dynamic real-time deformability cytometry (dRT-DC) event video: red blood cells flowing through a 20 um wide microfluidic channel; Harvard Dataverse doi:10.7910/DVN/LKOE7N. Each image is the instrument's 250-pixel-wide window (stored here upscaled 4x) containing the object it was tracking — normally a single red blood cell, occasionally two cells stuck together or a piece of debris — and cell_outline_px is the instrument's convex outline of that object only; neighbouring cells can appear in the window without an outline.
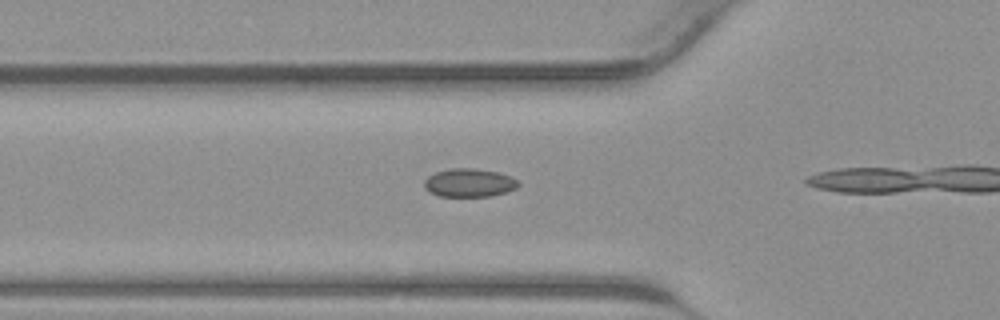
{"species": "common noctule bat (a hibernating species)", "species_latin": "Nyctalus noctula", "temperature_condition": "warm", "stored_images_in_passage": 5, "camera_frame_rate_fps": 3000, "um_per_image_px": 0.085, "animal": {"sex": "male", "body_mass_g": 23.1, "forearm_length_mm": 52.7}, "frame": {"image": 1, "passage_image": 2, "time_ms": 0.333, "image_size_px": [1000, 320], "cell_outline_px": [[520, 184], [516, 188], [492, 196], [440, 196], [428, 192], [424, 188], [424, 180], [428, 176], [436, 172], [452, 168], [476, 168], [500, 172], [512, 176]], "centroid_in_image_um": [39.88, 15.53], "position_along_channel_um": 85.9, "area_um2": 15.66}}
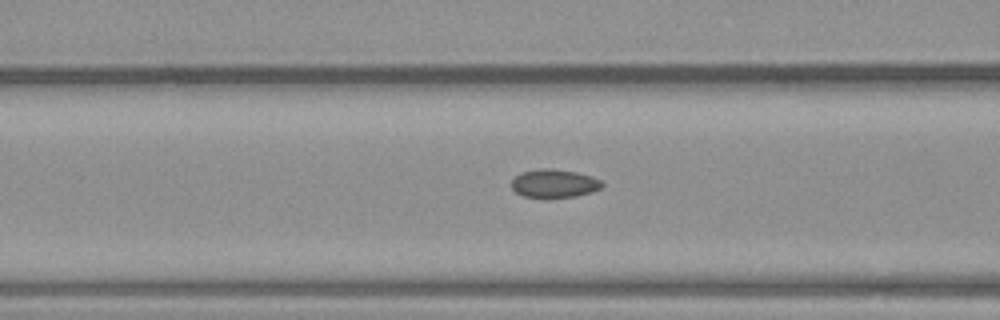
{"frame": {"image": 2, "passage_image": 4, "time_ms": 1.0, "image_size_px": [1000, 320], "cell_outline_px": [[604, 184], [600, 188], [592, 192], [576, 196], [524, 196], [516, 192], [512, 188], [512, 180], [520, 172], [540, 168], [552, 168], [576, 172], [592, 176], [600, 180]], "centroid_in_image_um": [47.12, 15.56], "position_along_channel_um": 119.5, "area_um2": 14.68}}